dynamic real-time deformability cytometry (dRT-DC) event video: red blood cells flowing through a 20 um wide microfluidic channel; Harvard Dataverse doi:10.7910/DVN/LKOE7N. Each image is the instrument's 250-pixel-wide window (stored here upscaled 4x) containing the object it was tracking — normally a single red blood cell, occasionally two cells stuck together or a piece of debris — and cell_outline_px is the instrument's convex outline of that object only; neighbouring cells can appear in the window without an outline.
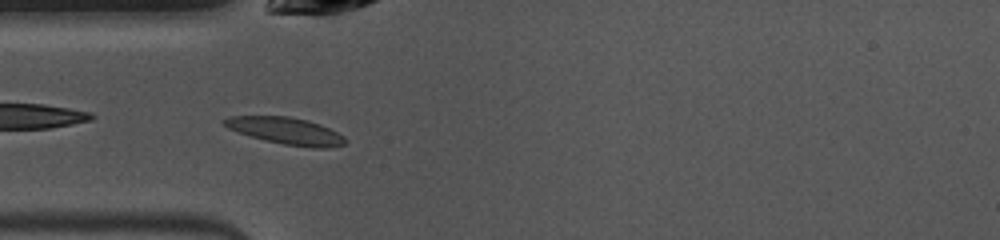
{"species": "common noctule bat (a hibernating species)", "species_latin": "Nyctalus noctula", "temperature_condition": "warm", "stored_images_in_passage": 38, "camera_frame_rate_fps": 3000, "um_per_image_px": 0.085, "animal": {"sex": "female", "body_mass_g": 10.0, "forearm_length_mm": 53.1}, "frame": {"image": 1, "passage_image": 2, "time_ms": 0.333, "image_size_px": [1000, 240], "cell_outline_px": [[348, 140], [344, 144], [328, 148], [312, 148], [284, 144], [264, 140], [228, 128], [220, 120], [232, 116], [288, 116], [308, 120], [320, 124], [344, 136]], "centroid_in_image_um": [24.33, 11.12], "position_along_channel_um": 60.7, "area_um2": 18.84}}
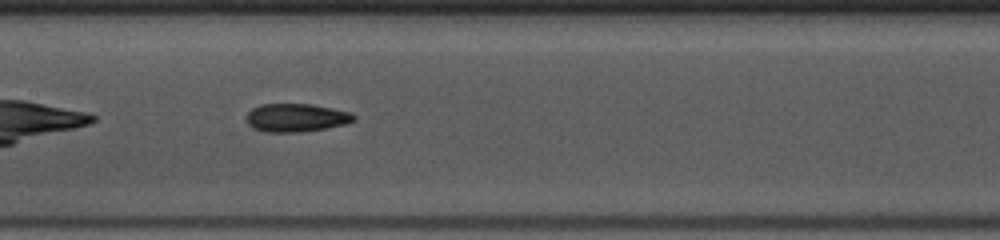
{"frame": {"image": 2, "passage_image": 11, "time_ms": 3.333, "image_size_px": [1000, 240], "cell_outline_px": [[356, 120], [344, 124], [324, 128], [300, 132], [264, 132], [252, 128], [248, 124], [248, 112], [252, 108], [260, 104], [312, 104], [352, 112], [356, 116]], "centroid_in_image_um": [25.18, 10.0], "position_along_channel_um": 182.2, "area_um2": 17.69}}
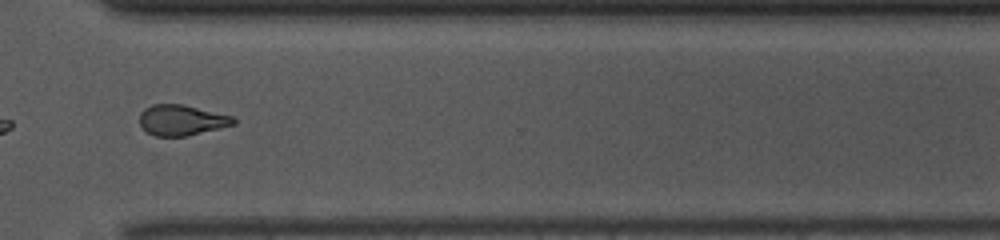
{"frame": {"image": 3, "passage_image": 24, "time_ms": 7.667, "image_size_px": [1000, 240], "cell_outline_px": [[236, 124], [188, 136], [156, 136], [148, 132], [140, 124], [140, 112], [144, 108], [152, 104], [180, 104], [232, 116], [236, 120]], "centroid_in_image_um": [15.43, 10.21], "position_along_channel_um": 355.2, "area_um2": 16.59}, "authors_computed_cell_mechanics": {"area_um2": 17.1666, "velocity_mm_per_s": 4.0064, "shape_relaxation_time_tau1_ms": 9.0201, "shape_relaxation_time_tau2_ms": 3.4161, "deformation_change_tau1": 0.2378, "deformation_change_tau2": 0.1016}}